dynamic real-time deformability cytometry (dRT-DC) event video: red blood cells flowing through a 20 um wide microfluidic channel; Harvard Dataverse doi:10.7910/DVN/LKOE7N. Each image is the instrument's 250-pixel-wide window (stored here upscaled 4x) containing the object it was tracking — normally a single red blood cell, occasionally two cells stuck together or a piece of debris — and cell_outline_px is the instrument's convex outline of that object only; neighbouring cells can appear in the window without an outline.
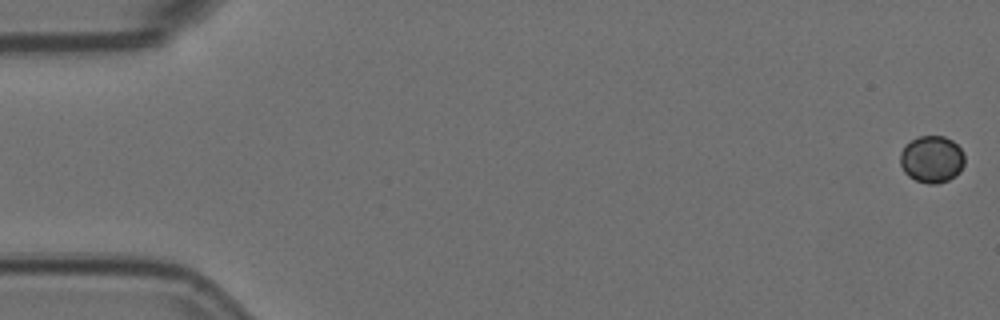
{"species": "Egyptian fruit bat (a non-hibernating species)", "species_latin": "Rousettus aegyptiacus", "temperature_condition": "room temperature", "stored_images_in_passage": 5, "camera_frame_rate_fps": 3000, "um_per_image_px": 0.085, "animal": {"sex": "female"}, "frame": {"image": 1, "passage_image": 1, "time_ms": 0.0, "image_size_px": [1000, 320], "cell_outline_px": [[964, 164], [960, 172], [956, 176], [948, 180], [936, 184], [928, 184], [916, 180], [908, 176], [904, 172], [900, 164], [900, 152], [912, 140], [920, 136], [944, 136], [952, 140], [964, 152]], "centroid_in_image_um": [79.22, 13.55], "position_along_channel_um": 5.8, "area_um2": 17.69}}
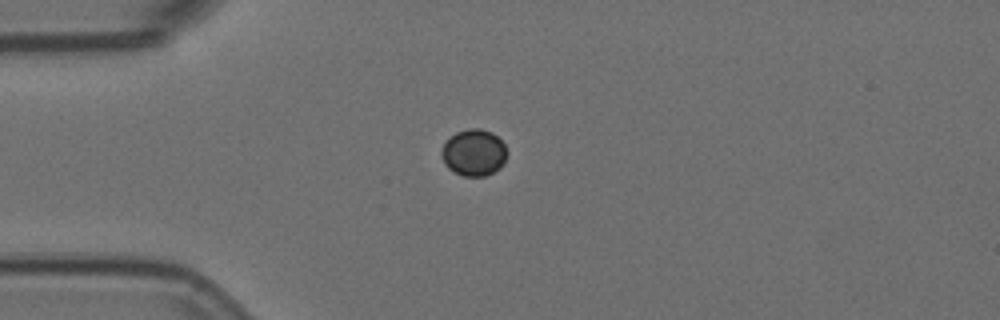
{"frame": {"image": 2, "passage_image": 5, "time_ms": 1.333, "image_size_px": [1000, 320], "cell_outline_px": [[508, 152], [504, 164], [500, 168], [484, 176], [464, 176], [448, 168], [444, 164], [440, 156], [440, 152], [444, 144], [456, 132], [468, 128], [480, 128], [492, 132], [504, 144]], "centroid_in_image_um": [40.28, 12.97], "position_along_channel_um": 44.7, "area_um2": 17.86}}